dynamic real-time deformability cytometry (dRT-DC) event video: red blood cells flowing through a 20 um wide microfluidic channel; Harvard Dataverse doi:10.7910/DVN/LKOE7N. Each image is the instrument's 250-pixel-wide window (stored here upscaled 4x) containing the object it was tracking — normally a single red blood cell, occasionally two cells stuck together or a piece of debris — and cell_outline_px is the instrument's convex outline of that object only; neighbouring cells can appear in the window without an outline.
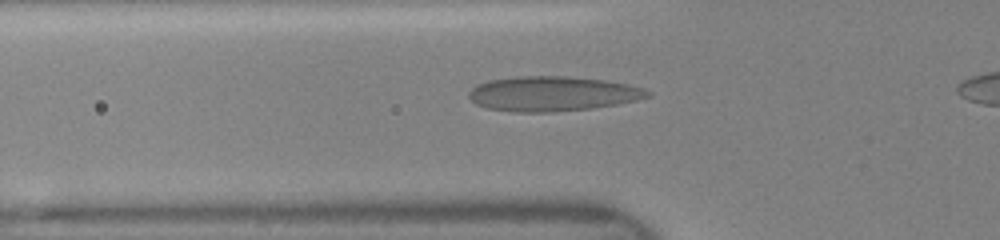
{"species": "human", "species_latin": "Homo sapiens", "temperature_condition": "room temperature", "stored_images_in_passage": 35, "camera_frame_rate_fps": 3000, "um_per_image_px": 0.085, "donor": {"sex": "female"}, "frame": {"image": 1, "passage_image": 9, "time_ms": 2.667, "image_size_px": [1000, 240], "cell_outline_px": [[652, 96], [636, 100], [616, 104], [592, 108], [552, 112], [512, 112], [488, 108], [476, 104], [468, 96], [468, 92], [476, 84], [488, 80], [516, 76], [568, 76], [604, 80], [628, 84], [644, 88], [652, 92]], "centroid_in_image_um": [46.96, 7.96], "position_along_channel_um": 78.8, "area_um2": 36.47}}
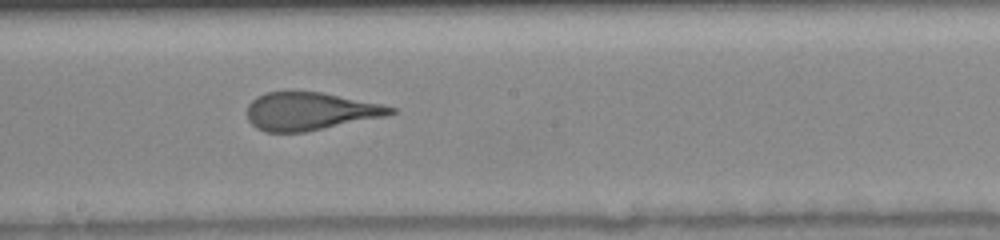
{"frame": {"image": 2, "passage_image": 19, "time_ms": 6.0, "image_size_px": [1000, 240], "cell_outline_px": [[396, 112], [384, 116], [304, 132], [264, 132], [256, 128], [248, 120], [248, 104], [256, 96], [264, 92], [320, 92], [380, 104], [396, 108]], "centroid_in_image_um": [26.29, 9.46], "position_along_channel_um": 221.9, "area_um2": 31.21}}
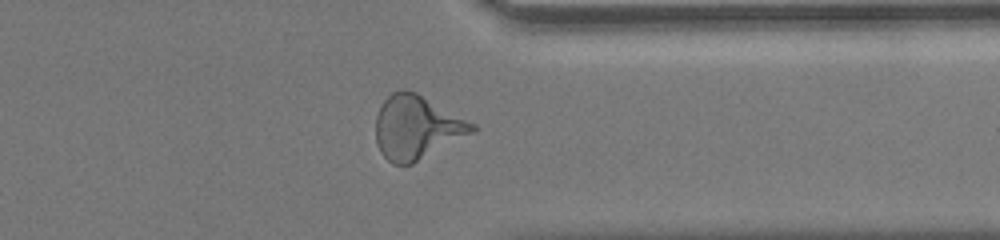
{"frame": {"image": 3, "passage_image": 30, "time_ms": 9.667, "image_size_px": [1000, 240], "cell_outline_px": [[480, 128], [476, 132], [412, 164], [392, 164], [380, 152], [376, 140], [376, 116], [384, 100], [392, 92], [400, 88], [404, 88], [416, 92], [476, 124]], "centroid_in_image_um": [35.44, 10.82], "position_along_channel_um": 376.0, "area_um2": 36.01}}